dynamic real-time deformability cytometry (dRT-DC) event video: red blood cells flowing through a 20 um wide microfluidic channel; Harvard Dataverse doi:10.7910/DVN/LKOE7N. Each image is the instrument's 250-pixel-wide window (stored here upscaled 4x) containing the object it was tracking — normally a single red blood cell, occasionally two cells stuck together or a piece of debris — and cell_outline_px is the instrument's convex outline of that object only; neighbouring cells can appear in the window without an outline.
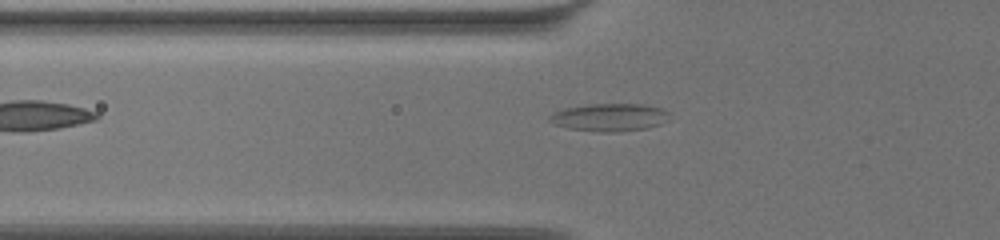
{"species": "common noctule bat (a hibernating species)", "species_latin": "Nyctalus noctula", "temperature_condition": "warm", "stored_images_in_passage": 37, "camera_frame_rate_fps": 3000, "um_per_image_px": 0.085, "animal": {"sex": "female", "body_mass_g": 19.5, "forearm_length_mm": 54.1}, "frame": {"image": 1, "passage_image": 3, "time_ms": 0.667, "image_size_px": [1000, 240], "cell_outline_px": [[668, 120], [660, 124], [648, 128], [616, 132], [596, 132], [568, 128], [556, 124], [548, 120], [548, 116], [564, 108], [592, 104], [640, 104], [660, 108], [668, 112]], "centroid_in_image_um": [51.81, 9.98], "position_along_channel_um": 74.0, "area_um2": 19.25}}
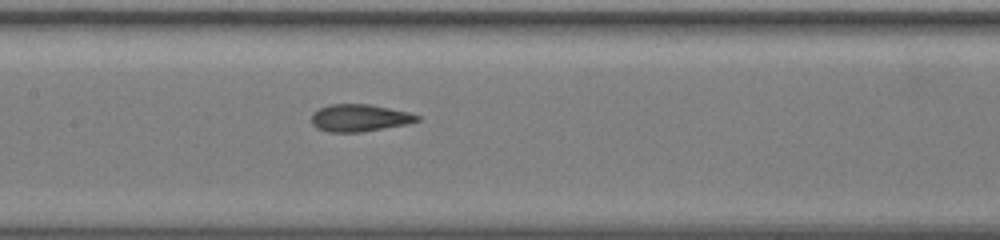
{"frame": {"image": 2, "passage_image": 12, "time_ms": 3.667, "image_size_px": [1000, 240], "cell_outline_px": [[420, 120], [404, 124], [360, 132], [328, 132], [316, 128], [312, 124], [312, 112], [328, 104], [368, 104], [408, 112], [420, 116]], "centroid_in_image_um": [30.5, 10.02], "position_along_channel_um": 176.9, "area_um2": 16.59}}
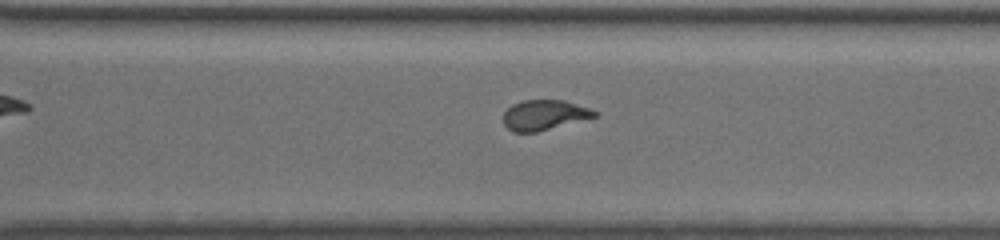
{"frame": {"image": 3, "passage_image": 25, "time_ms": 8.0, "image_size_px": [1000, 240], "cell_outline_px": [[596, 116], [536, 132], [512, 132], [504, 124], [504, 112], [512, 104], [524, 100], [564, 100], [588, 108], [596, 112]], "centroid_in_image_um": [46.21, 9.77], "position_along_channel_um": 324.4, "area_um2": 15.66}}